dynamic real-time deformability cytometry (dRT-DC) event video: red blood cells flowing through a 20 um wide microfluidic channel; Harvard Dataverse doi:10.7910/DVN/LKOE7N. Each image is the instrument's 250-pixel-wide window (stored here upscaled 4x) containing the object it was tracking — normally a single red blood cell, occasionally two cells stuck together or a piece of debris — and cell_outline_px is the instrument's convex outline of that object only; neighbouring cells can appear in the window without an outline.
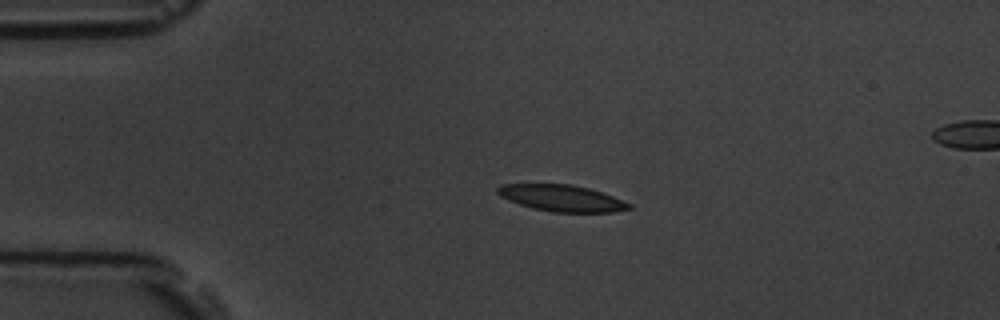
{"species": "common noctule bat (a hibernating species)", "species_latin": "Nyctalus noctula", "temperature_condition": "room temperature", "stored_images_in_passage": 4, "camera_frame_rate_fps": 3000, "um_per_image_px": 0.085, "animal": {"sex": "male", "body_mass_g": 19.5, "forearm_length_mm": 54.6}, "frame": {"image": 1, "passage_image": 2, "time_ms": 2.0, "image_size_px": [1000, 320], "cell_outline_px": [[632, 208], [612, 212], [552, 212], [532, 208], [508, 200], [500, 196], [496, 192], [496, 188], [500, 184], [572, 184], [588, 188], [612, 196], [632, 204]], "centroid_in_image_um": [47.72, 16.84], "position_along_channel_um": 37.3, "area_um2": 20.23}}